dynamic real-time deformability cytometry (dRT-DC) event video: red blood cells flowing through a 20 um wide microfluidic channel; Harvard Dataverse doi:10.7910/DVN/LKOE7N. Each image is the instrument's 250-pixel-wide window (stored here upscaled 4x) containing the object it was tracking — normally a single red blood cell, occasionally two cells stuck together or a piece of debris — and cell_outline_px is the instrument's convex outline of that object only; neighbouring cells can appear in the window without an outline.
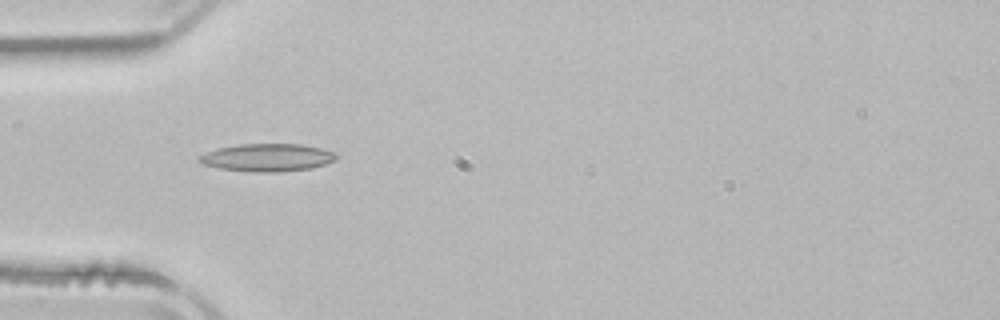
{"species": "common noctule bat (a hibernating species)", "species_latin": "Nyctalus noctula", "temperature_condition": "room temperature", "stored_images_in_passage": 2, "camera_frame_rate_fps": 3000, "um_per_image_px": 0.085, "animal": {"sex": "male", "body_mass_g": 21.5, "forearm_length_mm": 52.0}, "frame": {"image": 1, "passage_image": 1, "time_ms": 0.0, "image_size_px": [1000, 320], "cell_outline_px": [[336, 160], [312, 168], [280, 172], [252, 172], [220, 168], [204, 164], [196, 160], [196, 156], [216, 148], [240, 144], [300, 144], [320, 148], [336, 152]], "centroid_in_image_um": [22.69, 13.39], "position_along_channel_um": 62.3, "area_um2": 22.25}}
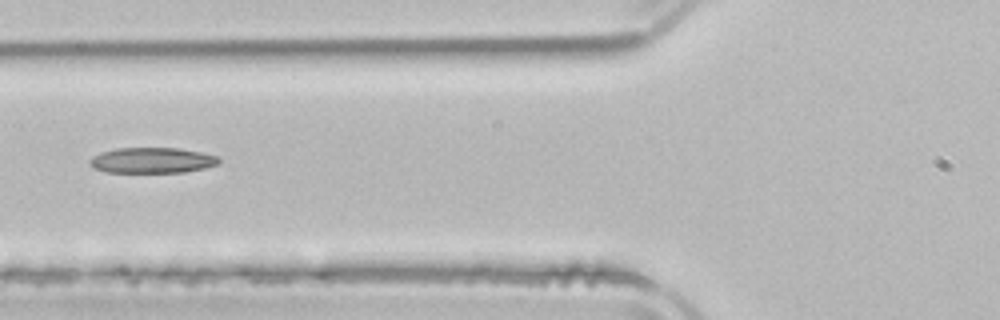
{"frame": {"image": 2, "passage_image": 2, "time_ms": 1.333, "image_size_px": [1000, 320], "cell_outline_px": [[220, 160], [216, 164], [204, 168], [184, 172], [108, 172], [96, 168], [88, 160], [92, 156], [100, 152], [116, 148], [180, 148], [220, 156]], "centroid_in_image_um": [12.94, 13.61], "position_along_channel_um": 112.9, "area_um2": 19.13}}